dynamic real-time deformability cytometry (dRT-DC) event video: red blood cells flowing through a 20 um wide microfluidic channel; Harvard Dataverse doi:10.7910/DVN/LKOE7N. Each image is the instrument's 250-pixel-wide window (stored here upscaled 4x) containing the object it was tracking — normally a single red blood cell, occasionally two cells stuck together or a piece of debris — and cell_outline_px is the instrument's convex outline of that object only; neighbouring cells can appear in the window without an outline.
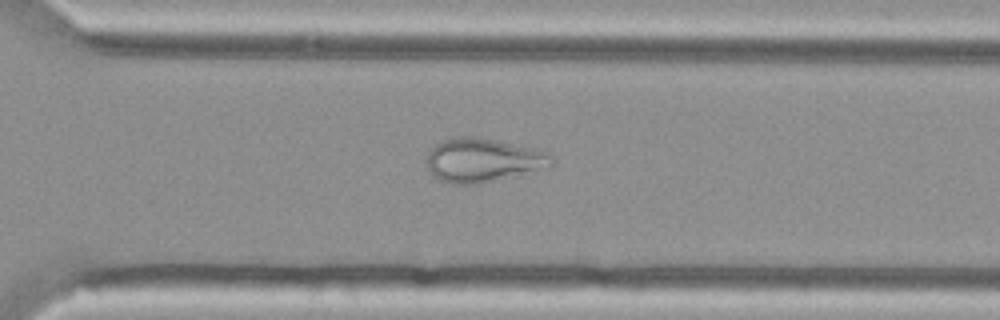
{"species": "Egyptian fruit bat (a non-hibernating species)", "species_latin": "Rousettus aegyptiacus", "temperature_condition": "cold", "stored_images_in_passage": 39, "camera_frame_rate_fps": 3000, "um_per_image_px": 0.085, "animal": {"sex": "female"}, "frame": {"image": 1, "passage_image": 23, "time_ms": 7.333, "image_size_px": [1000, 320], "cell_outline_px": [[556, 164], [552, 168], [480, 184], [452, 184], [440, 180], [432, 176], [428, 172], [428, 152], [440, 140], [452, 136], [476, 136], [536, 148], [548, 152], [556, 160]], "centroid_in_image_um": [41.12, 13.62], "position_along_channel_um": 329.5, "area_um2": 32.89}}
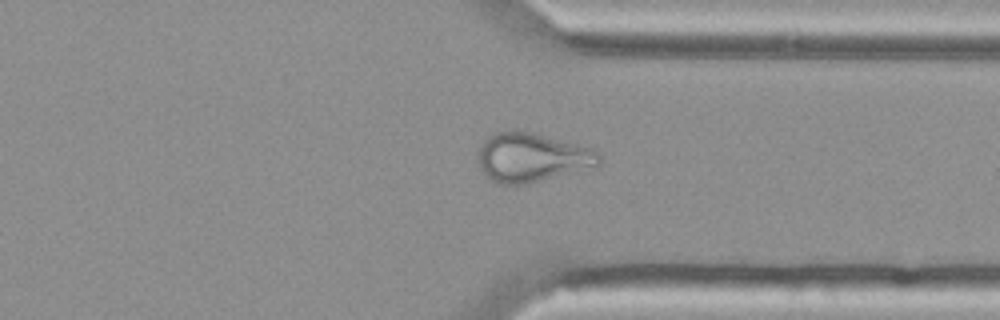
{"frame": {"image": 2, "passage_image": 26, "time_ms": 8.333, "image_size_px": [1000, 320], "cell_outline_px": [[600, 164], [528, 184], [496, 184], [488, 180], [484, 176], [480, 168], [476, 152], [480, 144], [488, 136], [496, 132], [516, 128], [532, 132], [592, 148], [600, 152]], "centroid_in_image_um": [45.11, 13.36], "position_along_channel_um": 366.3, "area_um2": 35.03}}
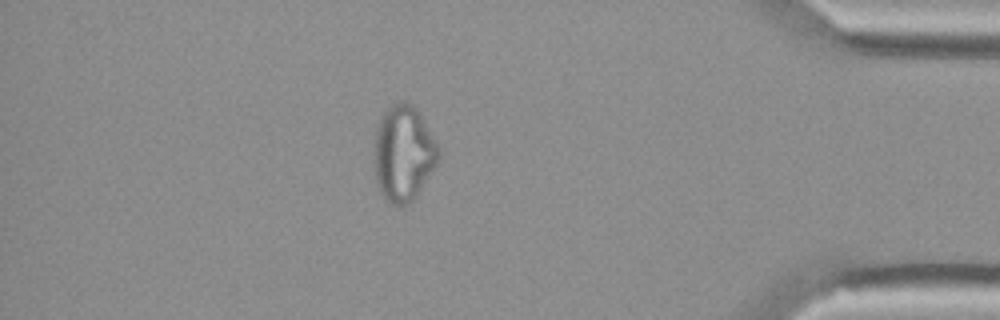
{"frame": {"image": 3, "passage_image": 32, "time_ms": 10.333, "image_size_px": [1000, 320], "cell_outline_px": [[440, 160], [416, 196], [408, 204], [400, 208], [384, 200], [380, 192], [376, 180], [372, 160], [372, 144], [376, 128], [384, 112], [396, 100], [404, 100], [412, 104], [416, 108], [424, 120], [440, 148]], "centroid_in_image_um": [34.26, 13.04], "position_along_channel_um": 400.9, "area_um2": 36.99}}